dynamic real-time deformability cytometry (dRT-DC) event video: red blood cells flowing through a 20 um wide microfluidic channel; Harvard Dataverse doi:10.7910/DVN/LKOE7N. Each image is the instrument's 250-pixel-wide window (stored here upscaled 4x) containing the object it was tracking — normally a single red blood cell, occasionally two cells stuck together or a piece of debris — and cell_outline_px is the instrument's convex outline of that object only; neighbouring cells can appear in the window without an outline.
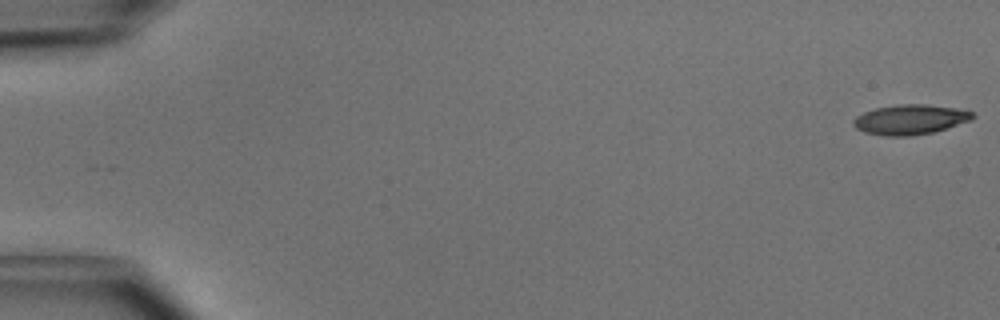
{"species": "common noctule bat (a hibernating species)", "species_latin": "Nyctalus noctula", "temperature_condition": "cold", "stored_images_in_passage": 49, "camera_frame_rate_fps": 3000, "um_per_image_px": 0.085, "animal": {"sex": "male", "body_mass_g": 15.6}, "frame": {"image": 1, "passage_image": 1, "time_ms": 0.0, "image_size_px": [1000, 320], "cell_outline_px": [[976, 116], [972, 120], [932, 132], [912, 136], [884, 136], [864, 132], [856, 128], [852, 124], [852, 120], [856, 116], [864, 112], [876, 108], [896, 104], [928, 104], [968, 108]], "centroid_in_image_um": [77.41, 10.14], "position_along_channel_um": 7.6, "area_um2": 21.21}}
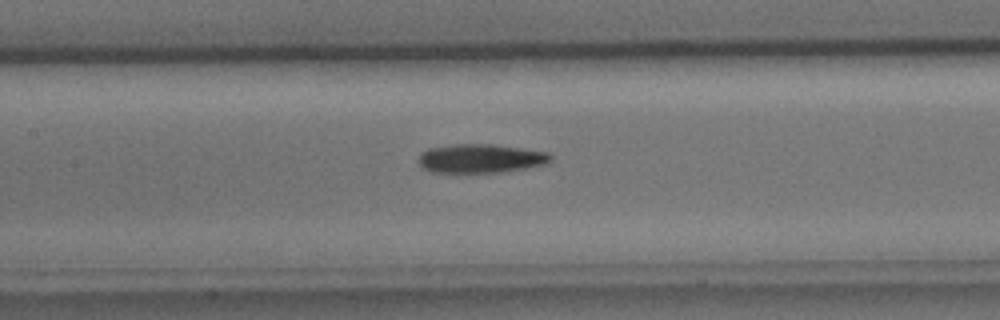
{"frame": {"image": 2, "passage_image": 24, "time_ms": 7.667, "image_size_px": [1000, 320], "cell_outline_px": [[552, 160], [548, 164], [500, 172], [432, 172], [420, 168], [416, 160], [420, 152], [428, 148], [456, 144], [492, 144], [548, 152], [552, 156]], "centroid_in_image_um": [40.8, 13.47], "position_along_channel_um": 166.6, "area_um2": 22.43}}
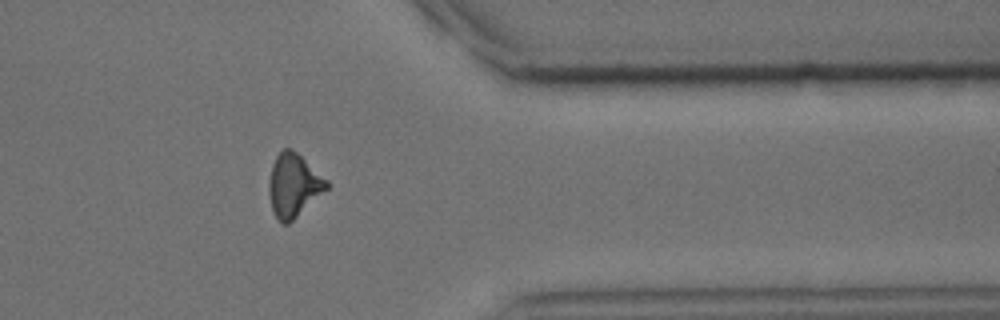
{"frame": {"image": 3, "passage_image": 41, "time_ms": 13.333, "image_size_px": [1000, 320], "cell_outline_px": [[328, 188], [288, 224], [284, 224], [276, 216], [272, 208], [268, 192], [268, 184], [272, 164], [276, 156], [284, 148], [292, 148], [328, 180]], "centroid_in_image_um": [24.94, 15.73], "position_along_channel_um": 386.5, "area_um2": 20.98}, "authors_computed_cell_mechanics": {"area_um2": 21.097, "velocity_mm_per_s": 4.067, "shape_relaxation_time_tau1_ms": 3.6063, "shape_relaxation_time_tau2_ms": 7.8154, "deformation_change_tau1": 0.152, "deformation_change_tau2": 0.2335}}